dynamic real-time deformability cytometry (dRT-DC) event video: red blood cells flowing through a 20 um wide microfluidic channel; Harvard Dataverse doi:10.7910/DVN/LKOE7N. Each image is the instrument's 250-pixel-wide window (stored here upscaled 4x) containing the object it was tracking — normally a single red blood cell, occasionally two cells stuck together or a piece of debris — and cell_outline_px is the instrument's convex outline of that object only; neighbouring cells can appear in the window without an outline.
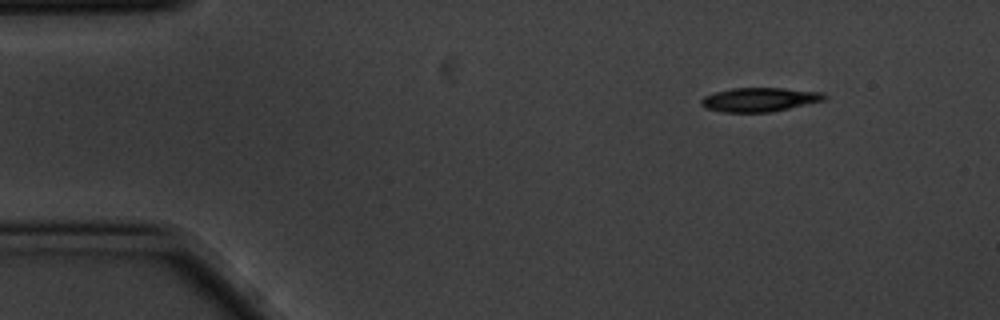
{"species": "common noctule bat (a hibernating species)", "species_latin": "Nyctalus noctula", "temperature_condition": "cold", "stored_images_in_passage": 4, "segment_of_instrument_passage": [1, 2], "camera_frame_rate_fps": 3000, "um_per_image_px": 0.085, "animal": {"sex": "male", "body_mass_g": 20.1, "forearm_length_mm": 53.5}, "frame": {"image": 1, "passage_image": 1, "time_ms": 0.0, "image_size_px": [1000, 320], "cell_outline_px": [[828, 96], [824, 100], [788, 108], [768, 112], [724, 112], [704, 108], [700, 104], [700, 100], [704, 96], [716, 92], [732, 88], [784, 88], [824, 92]], "centroid_in_image_um": [64.55, 8.46], "position_along_channel_um": 20.5, "area_um2": 17.17}}